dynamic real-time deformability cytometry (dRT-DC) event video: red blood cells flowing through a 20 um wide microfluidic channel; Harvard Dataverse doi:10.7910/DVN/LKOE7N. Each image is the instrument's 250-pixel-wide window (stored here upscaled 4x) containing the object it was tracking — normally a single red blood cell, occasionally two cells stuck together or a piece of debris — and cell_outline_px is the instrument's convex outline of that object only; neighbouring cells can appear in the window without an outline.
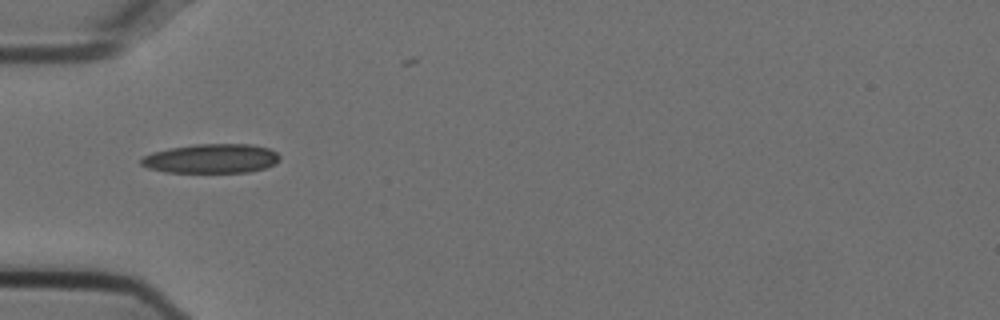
{"species": "Egyptian fruit bat (a non-hibernating species)", "species_latin": "Rousettus aegyptiacus", "temperature_condition": "cold", "stored_images_in_passage": 28, "camera_frame_rate_fps": 3000, "um_per_image_px": 0.085, "animal": {"sex": "female"}, "frame": {"image": 1, "passage_image": 1, "time_ms": 0.0, "image_size_px": [1000, 320], "cell_outline_px": [[280, 160], [276, 164], [264, 168], [248, 172], [164, 172], [148, 168], [140, 164], [140, 160], [144, 156], [152, 152], [192, 144], [252, 144], [268, 148], [276, 152], [280, 156]], "centroid_in_image_um": [17.98, 13.47], "position_along_channel_um": 67.0, "area_um2": 23.7}}
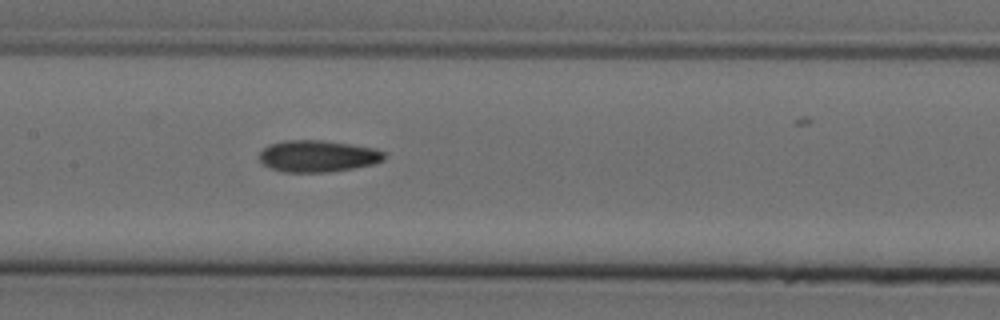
{"frame": {"image": 2, "passage_image": 10, "time_ms": 3.0, "image_size_px": [1000, 320], "cell_outline_px": [[388, 156], [384, 160], [376, 164], [328, 172], [284, 172], [272, 168], [264, 164], [260, 160], [260, 152], [268, 144], [284, 140], [320, 140], [352, 144], [376, 148], [388, 152]], "centroid_in_image_um": [27.09, 13.26], "position_along_channel_um": 180.3, "area_um2": 23.35}}
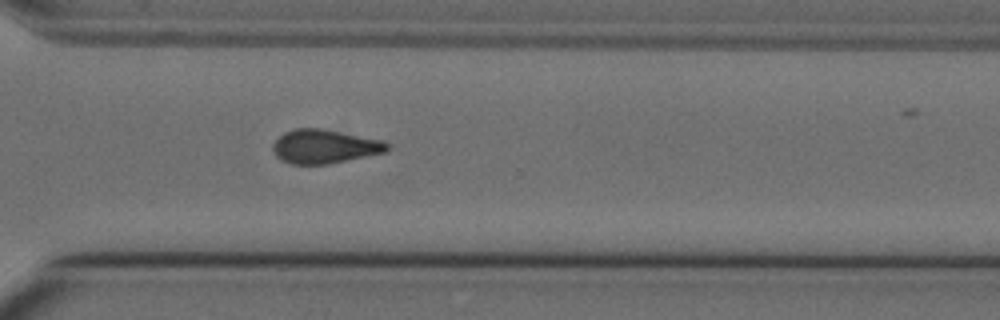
{"frame": {"image": 3, "passage_image": 23, "time_ms": 7.333, "image_size_px": [1000, 320], "cell_outline_px": [[388, 148], [384, 152], [328, 164], [288, 164], [280, 160], [276, 156], [272, 148], [272, 144], [284, 132], [296, 128], [320, 128], [384, 140], [388, 144]], "centroid_in_image_um": [27.54, 12.45], "position_along_channel_um": 343.1, "area_um2": 22.48}}